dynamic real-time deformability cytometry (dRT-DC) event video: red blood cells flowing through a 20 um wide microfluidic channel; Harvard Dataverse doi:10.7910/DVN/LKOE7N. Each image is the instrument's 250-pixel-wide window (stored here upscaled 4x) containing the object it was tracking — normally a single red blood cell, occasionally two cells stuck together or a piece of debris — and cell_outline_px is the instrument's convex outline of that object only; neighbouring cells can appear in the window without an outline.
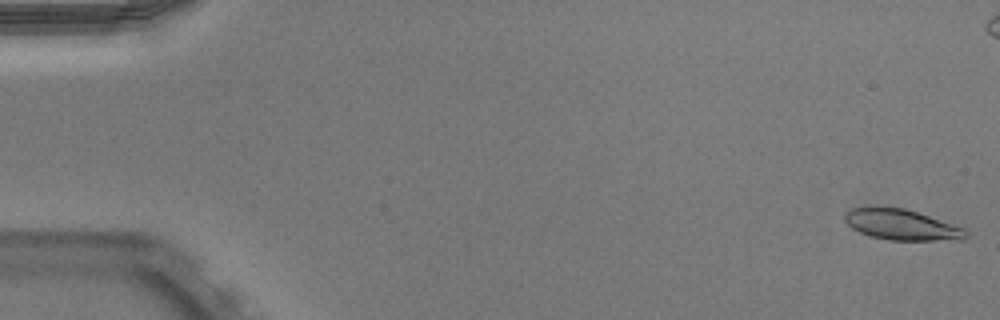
{"species": "Egyptian fruit bat (a non-hibernating species)", "species_latin": "Rousettus aegyptiacus", "temperature_condition": "warm", "stored_images_in_passage": 52, "camera_frame_rate_fps": 3000, "um_per_image_px": 0.085, "animal": {"sex": "male"}, "frame": {"image": 1, "passage_image": 1, "time_ms": 0.0, "image_size_px": [1000, 320], "cell_outline_px": [[968, 236], [964, 240], [888, 240], [872, 236], [860, 232], [852, 228], [844, 220], [844, 212], [852, 208], [872, 204], [880, 204], [904, 208], [964, 228], [968, 232]], "centroid_in_image_um": [76.57, 19.06], "position_along_channel_um": 8.4, "area_um2": 22.14}}
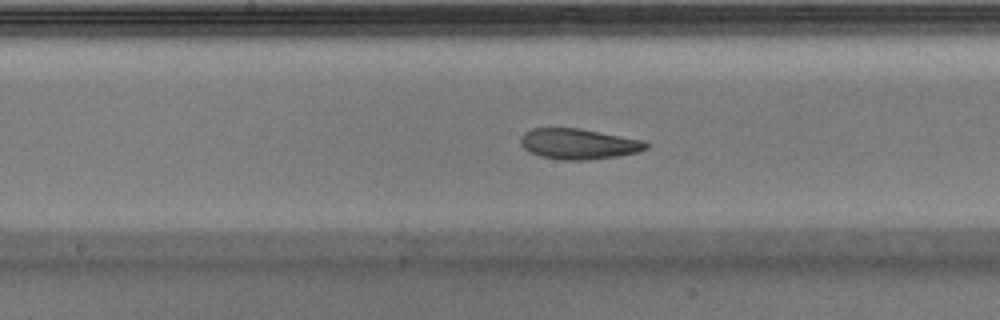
{"frame": {"image": 2, "passage_image": 27, "time_ms": 8.667, "image_size_px": [1000, 320], "cell_outline_px": [[648, 148], [636, 152], [616, 156], [588, 160], [560, 160], [540, 156], [524, 148], [520, 144], [520, 136], [524, 132], [532, 128], [580, 128], [644, 140], [648, 144]], "centroid_in_image_um": [49.16, 12.22], "position_along_channel_um": 199.0, "area_um2": 22.37}}
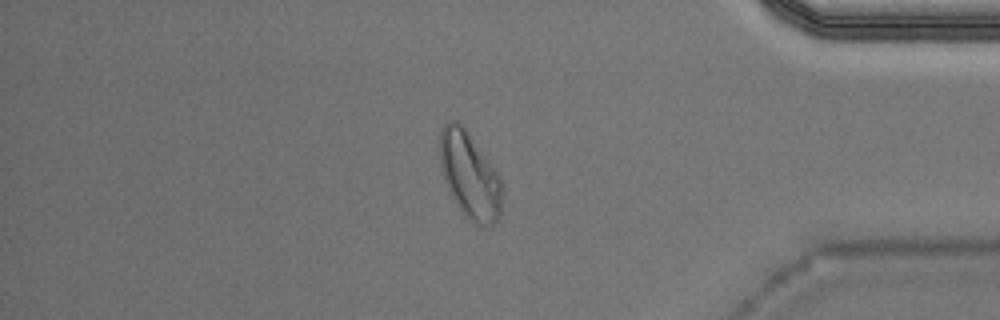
{"frame": {"image": 3, "passage_image": 44, "time_ms": 14.333, "image_size_px": [1000, 320], "cell_outline_px": [[500, 216], [492, 224], [484, 228], [476, 224], [464, 216], [448, 188], [440, 164], [440, 132], [444, 124], [448, 120], [456, 120], [464, 128], [500, 176]], "centroid_in_image_um": [39.9, 14.92], "position_along_channel_um": 395.3, "area_um2": 30.58}, "authors_computed_cell_mechanics": {"area_um2": 22.6865, "velocity_mm_per_s": 3.923, "shape_relaxation_time_tau1_ms": null, "shape_relaxation_time_tau2_ms": 2.1785, "deformation_change_tau1": null, "deformation_change_tau2": 0.0813}}